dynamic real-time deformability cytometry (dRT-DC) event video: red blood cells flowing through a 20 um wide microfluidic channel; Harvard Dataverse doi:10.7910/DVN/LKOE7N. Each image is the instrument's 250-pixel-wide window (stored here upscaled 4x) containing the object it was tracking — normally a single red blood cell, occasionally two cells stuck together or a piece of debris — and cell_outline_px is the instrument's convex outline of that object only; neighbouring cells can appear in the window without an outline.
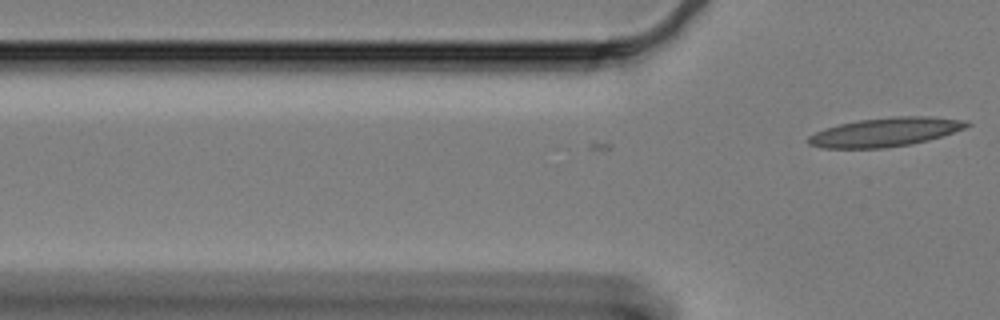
{"species": "Egyptian fruit bat (a non-hibernating species)", "species_latin": "Rousettus aegyptiacus", "temperature_condition": "cold", "stored_images_in_passage": 13, "camera_frame_rate_fps": 3000, "um_per_image_px": 0.085, "animal": {"sex": "female"}, "frame": {"image": 1, "passage_image": 13, "time_ms": 4.0, "image_size_px": [1000, 320], "cell_outline_px": [[972, 124], [964, 128], [928, 140], [908, 144], [884, 148], [820, 148], [808, 144], [808, 136], [824, 128], [840, 124], [860, 120], [892, 116], [928, 116], [968, 120]], "centroid_in_image_um": [75.24, 11.22], "position_along_channel_um": 50.6, "area_um2": 26.53}}